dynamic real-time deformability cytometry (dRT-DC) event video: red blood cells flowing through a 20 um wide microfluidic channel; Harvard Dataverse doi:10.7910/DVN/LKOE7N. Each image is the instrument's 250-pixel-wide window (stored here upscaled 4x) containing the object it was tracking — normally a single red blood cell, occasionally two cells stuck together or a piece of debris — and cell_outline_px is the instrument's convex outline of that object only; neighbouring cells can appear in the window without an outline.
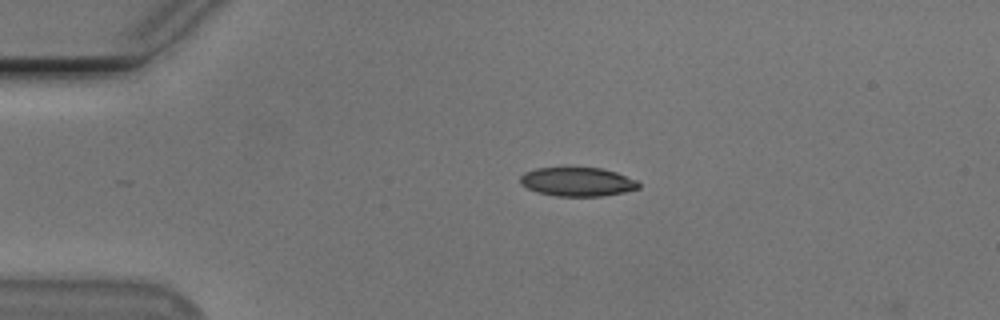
{"species": "Egyptian fruit bat (a non-hibernating species)", "species_latin": "Rousettus aegyptiacus", "temperature_condition": "cold", "stored_images_in_passage": 11, "camera_frame_rate_fps": 3000, "um_per_image_px": 0.085, "animal": {"sex": "male"}, "frame": {"image": 1, "passage_image": 9, "time_ms": 2.667, "image_size_px": [1000, 320], "cell_outline_px": [[640, 188], [624, 192], [600, 196], [556, 196], [536, 192], [520, 184], [520, 176], [524, 172], [536, 168], [600, 168], [616, 172], [636, 180], [640, 184]], "centroid_in_image_um": [49.06, 15.45], "position_along_channel_um": 35.9, "area_um2": 19.88}}